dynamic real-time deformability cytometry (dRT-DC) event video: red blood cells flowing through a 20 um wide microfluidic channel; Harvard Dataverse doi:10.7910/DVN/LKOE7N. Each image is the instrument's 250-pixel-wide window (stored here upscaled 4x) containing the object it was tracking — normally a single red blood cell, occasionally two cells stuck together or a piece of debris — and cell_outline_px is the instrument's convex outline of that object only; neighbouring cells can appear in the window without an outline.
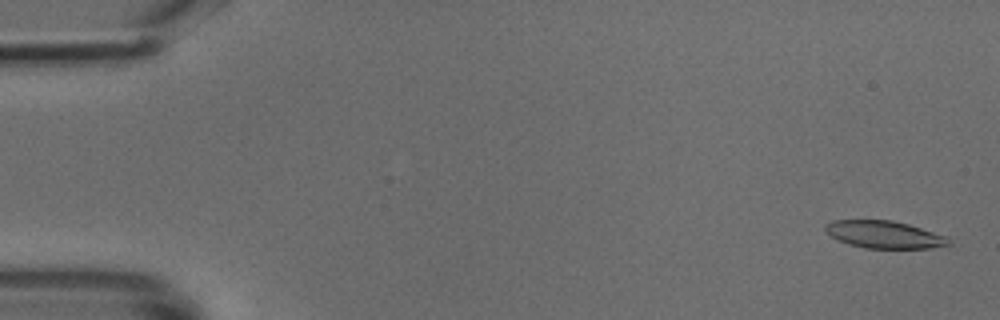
{"species": "common noctule bat (a hibernating species)", "species_latin": "Nyctalus noctula", "temperature_condition": "cold", "stored_images_in_passage": 13, "camera_frame_rate_fps": 3000, "um_per_image_px": 0.085, "animal": {"sex": "male", "body_mass_g": 18.8}, "frame": {"image": 1, "passage_image": 2, "time_ms": 0.333, "image_size_px": [1000, 320], "cell_outline_px": [[952, 244], [928, 248], [864, 248], [848, 244], [836, 240], [824, 232], [824, 224], [832, 220], [892, 220], [908, 224], [948, 236], [952, 240]], "centroid_in_image_um": [75.13, 19.93], "position_along_channel_um": 9.9, "area_um2": 20.0}}
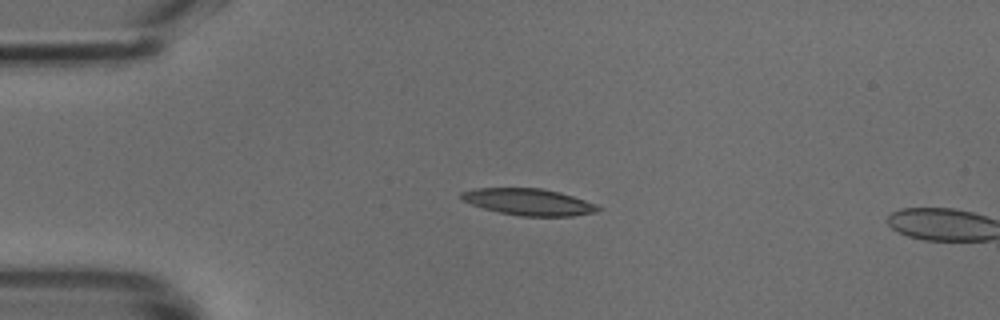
{"frame": {"image": 2, "passage_image": 12, "time_ms": 3.667, "image_size_px": [1000, 320], "cell_outline_px": [[600, 208], [596, 212], [572, 216], [520, 216], [500, 212], [484, 208], [460, 200], [460, 192], [476, 188], [540, 188], [560, 192], [596, 204]], "centroid_in_image_um": [44.9, 17.16], "position_along_channel_um": 40.1, "area_um2": 21.1}}